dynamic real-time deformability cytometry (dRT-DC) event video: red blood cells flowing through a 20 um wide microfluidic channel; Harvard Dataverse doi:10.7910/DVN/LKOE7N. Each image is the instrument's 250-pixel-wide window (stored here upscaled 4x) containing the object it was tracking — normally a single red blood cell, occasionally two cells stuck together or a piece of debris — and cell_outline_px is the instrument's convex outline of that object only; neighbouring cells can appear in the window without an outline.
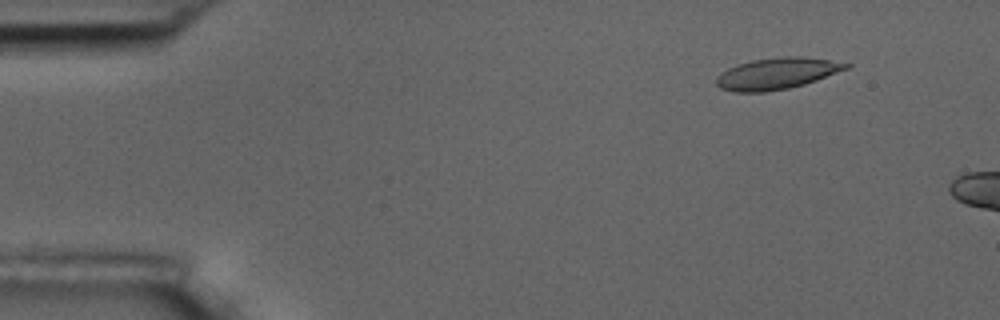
{"species": "common noctule bat (a hibernating species)", "species_latin": "Nyctalus noctula", "temperature_condition": "room temperature", "stored_images_in_passage": 4, "camera_frame_rate_fps": 3000, "um_per_image_px": 0.085, "animal": {"sex": "male", "body_mass_g": 17.5, "forearm_length_mm": 52.3}, "frame": {"image": 1, "passage_image": 2, "time_ms": 1.333, "image_size_px": [1000, 320], "cell_outline_px": [[852, 64], [848, 68], [816, 80], [804, 84], [788, 88], [764, 92], [732, 92], [720, 88], [716, 84], [716, 76], [720, 72], [728, 68], [752, 60], [784, 56], [800, 56], [828, 60]], "centroid_in_image_um": [65.98, 6.25], "position_along_channel_um": 19.0, "area_um2": 23.58}}